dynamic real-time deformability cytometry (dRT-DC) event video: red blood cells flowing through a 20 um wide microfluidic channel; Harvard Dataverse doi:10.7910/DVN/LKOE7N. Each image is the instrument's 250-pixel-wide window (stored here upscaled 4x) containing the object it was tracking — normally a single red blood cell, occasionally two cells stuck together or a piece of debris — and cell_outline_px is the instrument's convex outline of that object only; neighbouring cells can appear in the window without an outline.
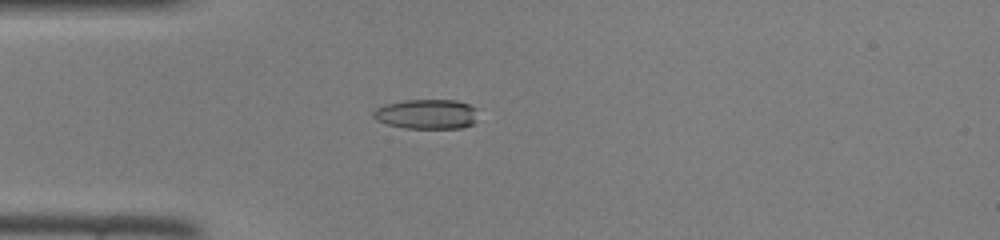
{"species": "common noctule bat (a hibernating species)", "species_latin": "Nyctalus noctula", "temperature_condition": "room temperature", "stored_images_in_passage": 47, "camera_frame_rate_fps": 3000, "um_per_image_px": 0.085, "animal": {"sex": "female", "body_mass_g": 22.0, "forearm_length_mm": 56.7}, "frame": {"image": 1, "passage_image": 13, "time_ms": 4.0, "image_size_px": [1000, 240], "cell_outline_px": [[476, 120], [472, 124], [460, 128], [404, 128], [388, 124], [376, 120], [372, 116], [372, 112], [376, 108], [384, 104], [404, 100], [456, 100], [468, 104], [476, 108]], "centroid_in_image_um": [36.24, 9.69], "position_along_channel_um": 48.8, "area_um2": 18.21}}
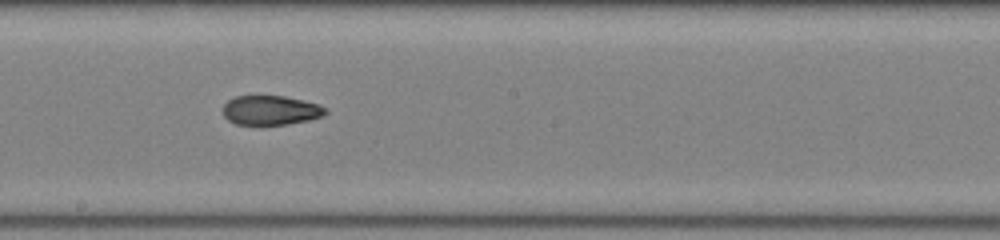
{"frame": {"image": 2, "passage_image": 26, "time_ms": 8.333, "image_size_px": [1000, 240], "cell_outline_px": [[328, 112], [320, 116], [308, 120], [288, 124], [236, 124], [228, 120], [224, 116], [224, 104], [228, 100], [236, 96], [284, 96], [320, 104], [328, 108]], "centroid_in_image_um": [23.03, 9.36], "position_along_channel_um": 225.2, "area_um2": 17.46}}
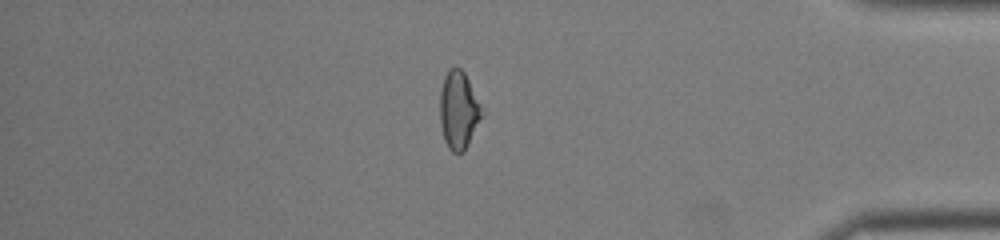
{"frame": {"image": 3, "passage_image": 40, "time_ms": 13.0, "image_size_px": [1000, 240], "cell_outline_px": [[484, 112], [464, 152], [452, 152], [448, 148], [444, 140], [440, 120], [440, 92], [444, 76], [448, 68], [456, 64], [464, 72]], "centroid_in_image_um": [38.96, 9.33], "position_along_channel_um": 396.2, "area_um2": 18.96}}